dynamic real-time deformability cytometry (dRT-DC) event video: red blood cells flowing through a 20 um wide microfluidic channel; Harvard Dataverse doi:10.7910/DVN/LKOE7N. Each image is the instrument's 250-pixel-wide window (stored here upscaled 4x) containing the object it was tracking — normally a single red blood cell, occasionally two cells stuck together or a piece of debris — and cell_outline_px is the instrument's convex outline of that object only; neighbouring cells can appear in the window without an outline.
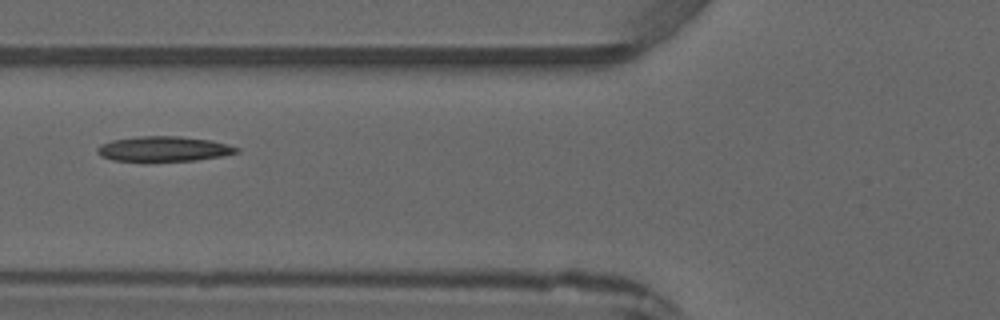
{"species": "common noctule bat (a hibernating species)", "species_latin": "Nyctalus noctula", "temperature_condition": "warm", "stored_images_in_passage": 3, "camera_frame_rate_fps": 3000, "um_per_image_px": 0.085, "animal": {"sex": "male", "forearm_length_mm": 52.5}, "frame": {"image": 1, "passage_image": 3, "time_ms": 2.333, "image_size_px": [1000, 320], "cell_outline_px": [[240, 152], [224, 156], [196, 160], [148, 164], [144, 164], [112, 160], [100, 156], [96, 152], [96, 148], [100, 144], [112, 140], [136, 136], [180, 136], [212, 140], [228, 144], [240, 148]], "centroid_in_image_um": [13.88, 12.7], "position_along_channel_um": 111.9, "area_um2": 21.62}}